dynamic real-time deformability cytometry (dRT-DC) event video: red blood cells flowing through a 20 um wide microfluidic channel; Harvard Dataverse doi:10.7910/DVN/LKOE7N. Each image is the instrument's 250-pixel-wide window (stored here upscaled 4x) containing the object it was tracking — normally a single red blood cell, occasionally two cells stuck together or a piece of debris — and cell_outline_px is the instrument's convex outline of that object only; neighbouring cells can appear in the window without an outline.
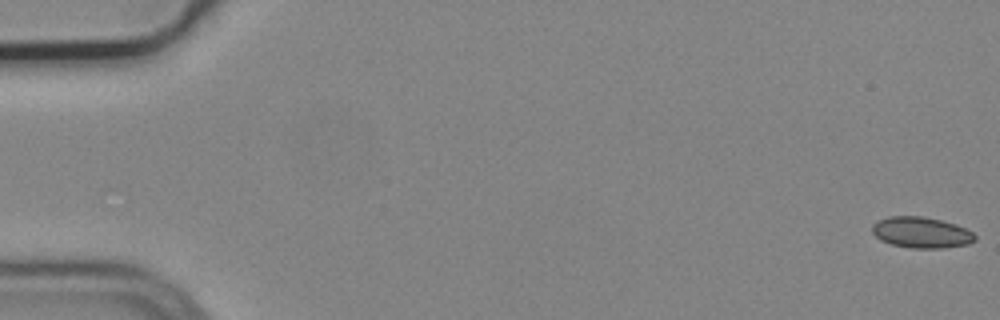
{"species": "common noctule bat (a hibernating species)", "species_latin": "Nyctalus noctula", "temperature_condition": "cold", "stored_images_in_passage": 7, "camera_frame_rate_fps": 3000, "um_per_image_px": 0.085, "animal": {"sex": "male", "body_mass_g": 19.2, "forearm_length_mm": 51.8}, "frame": {"image": 1, "passage_image": 1, "time_ms": 0.0, "image_size_px": [1000, 320], "cell_outline_px": [[976, 240], [968, 244], [944, 248], [912, 248], [892, 244], [880, 240], [872, 232], [872, 224], [876, 220], [888, 216], [924, 216], [956, 224], [972, 232], [976, 236]], "centroid_in_image_um": [78.29, 19.75], "position_along_channel_um": 6.7, "area_um2": 18.67}}
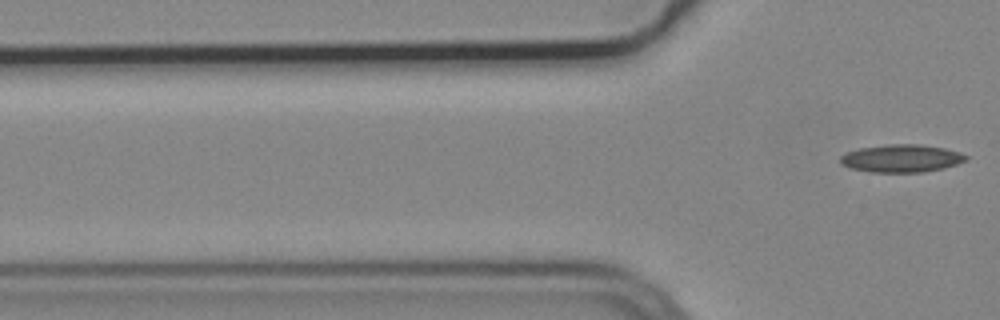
{"frame": {"image": 2, "passage_image": 7, "time_ms": 2.0, "image_size_px": [1000, 320], "cell_outline_px": [[968, 160], [944, 168], [924, 172], [868, 172], [852, 168], [840, 164], [840, 156], [848, 152], [860, 148], [888, 144], [920, 144], [944, 148], [960, 152], [968, 156]], "centroid_in_image_um": [76.64, 13.46], "position_along_channel_um": 49.2, "area_um2": 20.35}}